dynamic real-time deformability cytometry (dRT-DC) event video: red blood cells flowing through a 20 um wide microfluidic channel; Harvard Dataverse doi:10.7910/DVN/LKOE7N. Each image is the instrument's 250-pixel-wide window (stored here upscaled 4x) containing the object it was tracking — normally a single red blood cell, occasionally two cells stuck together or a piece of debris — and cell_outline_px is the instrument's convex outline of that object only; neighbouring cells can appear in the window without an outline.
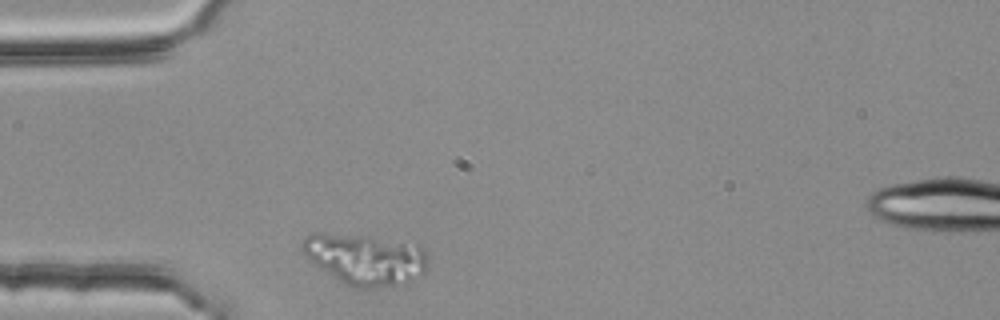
{"species": "common noctule bat (a hibernating species)", "species_latin": "Nyctalus noctula", "temperature_condition": "room temperature", "stored_images_in_passage": 31, "camera_frame_rate_fps": 3000, "um_per_image_px": 0.085, "animal": {"sex": "female", "body_mass_g": 25.1}, "frame": {"image": 1, "passage_image": 1, "time_ms": 0.0, "image_size_px": [1000, 320], "cell_outline_px": [[428, 268], [424, 276], [404, 284], [368, 288], [352, 288], [332, 276], [308, 260], [300, 248], [300, 244], [304, 236], [312, 232], [320, 232], [360, 236], [420, 244], [428, 256]], "centroid_in_image_um": [31.07, 22.04], "position_along_channel_um": 53.9, "area_um2": 37.92}}
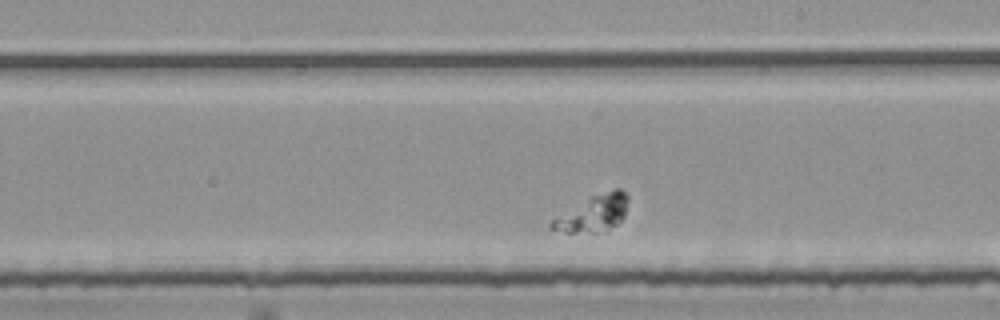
{"frame": {"image": 2, "passage_image": 18, "time_ms": 5.667, "image_size_px": [1000, 320], "cell_outline_px": [[628, 200], [624, 216], [616, 224], [608, 228], [596, 232], [564, 232], [548, 228], [548, 224], [556, 216], [592, 196], [616, 188], [620, 188], [628, 196]], "centroid_in_image_um": [50.4, 18.13], "position_along_channel_um": 238.6, "area_um2": 15.84}}
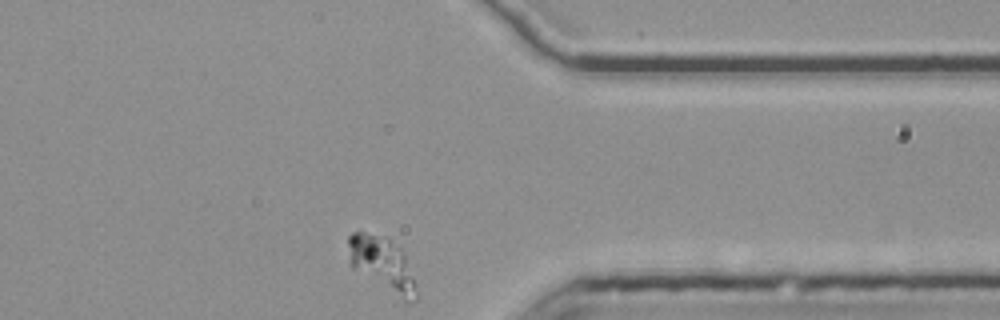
{"frame": {"image": 3, "passage_image": 31, "time_ms": 10.0, "image_size_px": [1000, 320], "cell_outline_px": [[416, 300], [412, 304], [404, 304], [352, 268], [348, 244], [348, 236], [352, 232], [364, 232], [384, 236], [400, 248], [404, 256], [416, 292]], "centroid_in_image_um": [32.48, 22.51], "position_along_channel_um": 378.9, "area_um2": 21.44}}